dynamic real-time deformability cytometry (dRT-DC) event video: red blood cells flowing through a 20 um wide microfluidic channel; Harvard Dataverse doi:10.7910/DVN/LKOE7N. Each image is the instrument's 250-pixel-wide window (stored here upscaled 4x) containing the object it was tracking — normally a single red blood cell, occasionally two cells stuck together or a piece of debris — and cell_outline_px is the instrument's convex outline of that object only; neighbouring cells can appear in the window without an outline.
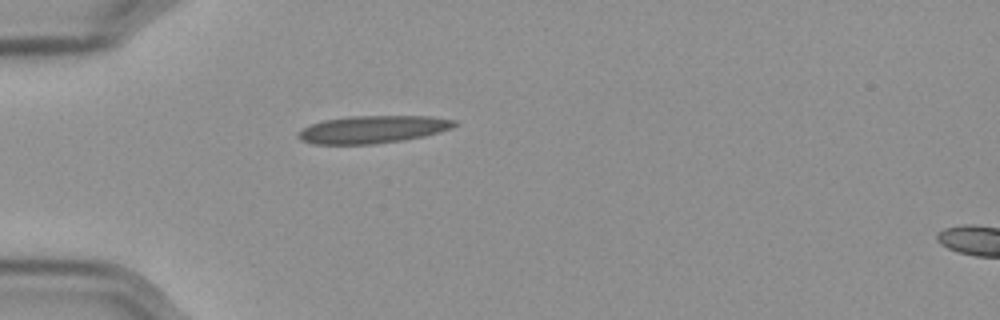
{"species": "Egyptian fruit bat (a non-hibernating species)", "species_latin": "Rousettus aegyptiacus", "temperature_condition": "cold", "stored_images_in_passage": 37, "camera_frame_rate_fps": 3000, "um_per_image_px": 0.085, "frame": {"image": 1, "passage_image": 1, "time_ms": 0.0, "image_size_px": [1000, 320], "cell_outline_px": [[460, 124], [452, 128], [440, 132], [424, 136], [376, 144], [312, 144], [300, 140], [296, 136], [296, 132], [312, 124], [324, 120], [348, 116], [432, 116], [456, 120]], "centroid_in_image_um": [31.7, 10.99], "position_along_channel_um": 53.3, "area_um2": 25.26}}
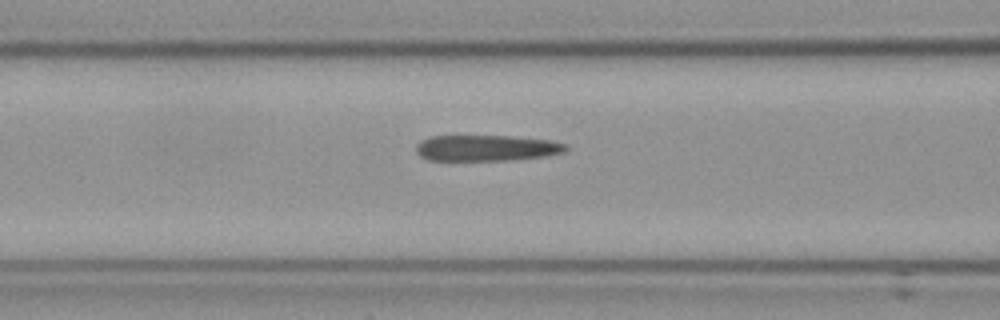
{"frame": {"image": 2, "passage_image": 8, "time_ms": 2.333, "image_size_px": [1000, 320], "cell_outline_px": [[568, 148], [564, 152], [544, 156], [508, 160], [428, 160], [420, 156], [416, 152], [416, 144], [420, 140], [432, 136], [512, 136], [552, 140], [568, 144]], "centroid_in_image_um": [41.35, 12.57], "position_along_channel_um": 125.3, "area_um2": 22.77}}
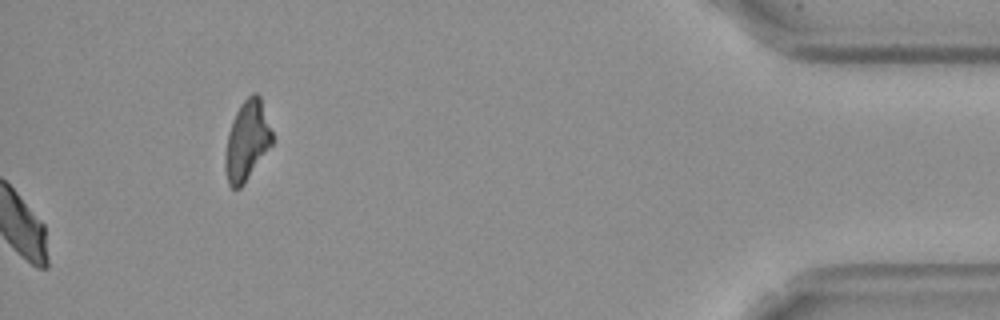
{"frame": {"image": 3, "passage_image": 37, "time_ms": 12.0, "image_size_px": [1000, 320], "cell_outline_px": [[272, 144], [244, 184], [240, 188], [232, 188], [228, 184], [224, 168], [224, 156], [228, 132], [232, 120], [240, 104], [252, 92], [256, 92], [260, 96], [272, 132]], "centroid_in_image_um": [20.97, 11.96], "position_along_channel_um": 414.2, "area_um2": 21.85}, "authors_computed_cell_mechanics": {"area_um2": 23.2934, "velocity_mm_per_s": 3.5843, "shape_relaxation_time_tau1_ms": null, "shape_relaxation_time_tau2_ms": 8.6223, "deformation_change_tau1": null, "deformation_change_tau2": 0.2189}}